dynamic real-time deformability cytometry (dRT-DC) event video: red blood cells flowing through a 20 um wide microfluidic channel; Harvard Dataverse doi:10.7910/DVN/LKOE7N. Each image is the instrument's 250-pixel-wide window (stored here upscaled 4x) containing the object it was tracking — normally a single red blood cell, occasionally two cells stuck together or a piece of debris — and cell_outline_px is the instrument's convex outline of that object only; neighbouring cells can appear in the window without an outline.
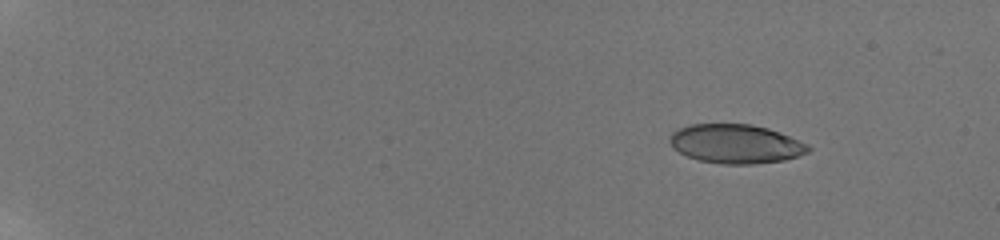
{"species": "human", "species_latin": "Homo sapiens", "temperature_condition": "room temperature", "stored_images_in_passage": 24, "camera_frame_rate_fps": 3000, "um_per_image_px": 0.085, "donor": {"sex": "male"}, "frame": {"image": 1, "passage_image": 1, "time_ms": 0.0, "image_size_px": [1000, 240], "cell_outline_px": [[812, 148], [808, 152], [784, 160], [756, 164], [724, 164], [700, 160], [688, 156], [672, 148], [668, 140], [668, 136], [672, 132], [688, 124], [752, 124], [768, 128], [780, 132], [808, 144]], "centroid_in_image_um": [62.52, 12.22], "position_along_channel_um": 22.5, "area_um2": 31.62}}
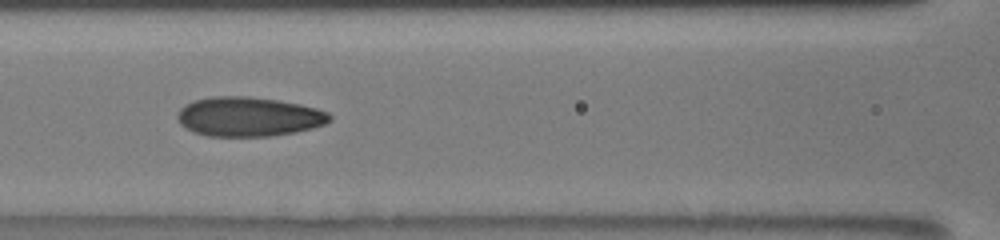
{"frame": {"image": 2, "passage_image": 11, "time_ms": 7.333, "image_size_px": [1000, 240], "cell_outline_px": [[332, 120], [324, 124], [312, 128], [296, 132], [268, 136], [208, 136], [192, 132], [180, 124], [176, 116], [180, 108], [184, 104], [196, 100], [212, 96], [248, 96], [276, 100], [300, 104], [316, 108], [328, 112], [332, 116]], "centroid_in_image_um": [21.12, 9.92], "position_along_channel_um": 145.5, "area_um2": 35.08}}
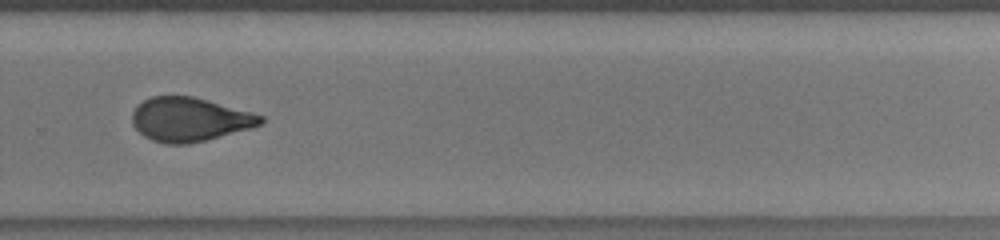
{"frame": {"image": 3, "passage_image": 22, "time_ms": 11.667, "image_size_px": [1000, 240], "cell_outline_px": [[264, 120], [260, 124], [252, 128], [188, 144], [164, 144], [152, 140], [144, 136], [132, 124], [132, 112], [144, 100], [152, 96], [192, 96], [208, 100], [252, 112], [264, 116]], "centroid_in_image_um": [16.11, 10.15], "position_along_channel_um": 313.7, "area_um2": 32.71}}